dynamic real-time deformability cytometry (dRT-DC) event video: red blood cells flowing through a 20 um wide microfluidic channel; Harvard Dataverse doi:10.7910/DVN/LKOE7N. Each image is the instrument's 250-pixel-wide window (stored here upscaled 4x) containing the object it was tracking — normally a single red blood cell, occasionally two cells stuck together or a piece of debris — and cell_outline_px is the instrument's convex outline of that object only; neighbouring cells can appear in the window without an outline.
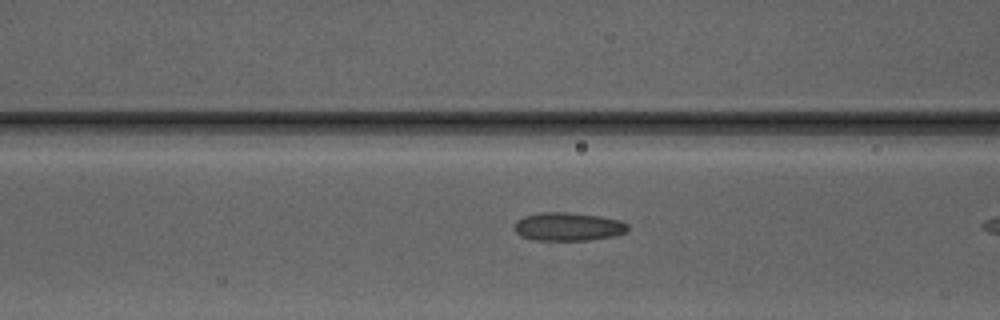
{"species": "Egyptian fruit bat (a non-hibernating species)", "species_latin": "Rousettus aegyptiacus", "temperature_condition": "warm", "stored_images_in_passage": 26, "camera_frame_rate_fps": 3000, "um_per_image_px": 0.085, "animal": {"sex": "male"}, "frame": {"image": 1, "passage_image": 7, "time_ms": 2.0, "image_size_px": [1000, 320], "cell_outline_px": [[628, 228], [624, 232], [612, 236], [588, 240], [532, 240], [520, 236], [516, 232], [516, 220], [524, 216], [540, 212], [568, 212], [600, 216], [620, 220], [628, 224]], "centroid_in_image_um": [48.27, 19.26], "position_along_channel_um": 118.3, "area_um2": 18.67}}
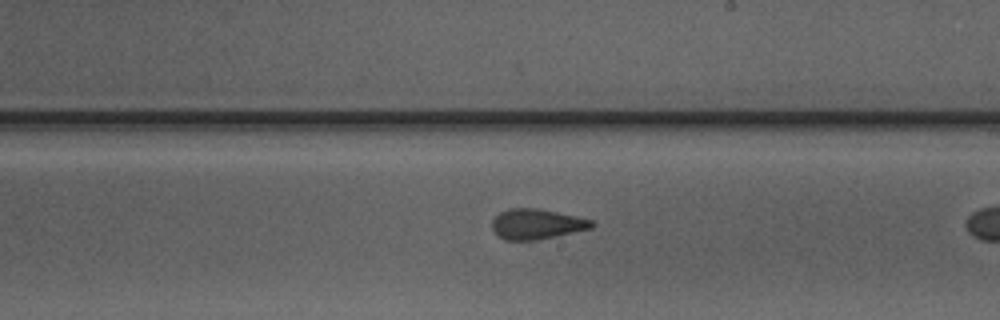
{"frame": {"image": 2, "passage_image": 16, "time_ms": 5.0, "image_size_px": [1000, 320], "cell_outline_px": [[596, 224], [592, 228], [536, 240], [504, 240], [492, 228], [492, 220], [500, 212], [508, 208], [540, 208], [576, 216], [592, 220]], "centroid_in_image_um": [45.62, 19.03], "position_along_channel_um": 243.4, "area_um2": 17.51}}
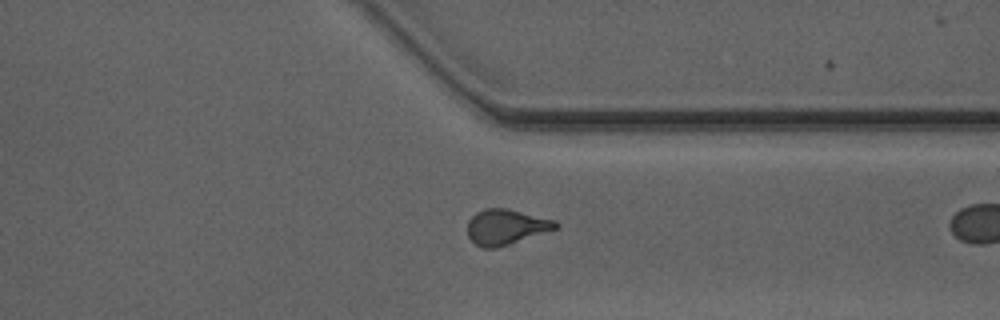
{"frame": {"image": 3, "passage_image": 25, "time_ms": 8.0, "image_size_px": [1000, 320], "cell_outline_px": [[556, 228], [496, 248], [484, 248], [476, 244], [468, 236], [468, 220], [476, 212], [484, 208], [508, 208], [556, 220]], "centroid_in_image_um": [42.96, 19.26], "position_along_channel_um": 368.4, "area_um2": 17.86}}